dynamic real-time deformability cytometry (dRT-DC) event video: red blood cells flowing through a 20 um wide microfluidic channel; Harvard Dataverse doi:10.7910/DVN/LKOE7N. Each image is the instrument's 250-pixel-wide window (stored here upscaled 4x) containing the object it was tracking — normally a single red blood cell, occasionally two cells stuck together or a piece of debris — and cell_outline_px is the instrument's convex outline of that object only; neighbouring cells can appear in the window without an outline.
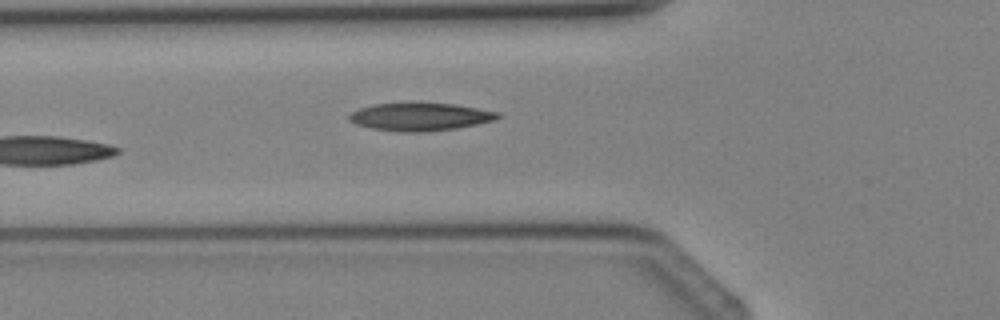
{"species": "Egyptian fruit bat (a non-hibernating species)", "species_latin": "Rousettus aegyptiacus", "temperature_condition": "cold", "stored_images_in_passage": 4, "camera_frame_rate_fps": 3000, "um_per_image_px": 0.085, "animal": {"sex": "female"}, "frame": {"image": 1, "passage_image": 4, "time_ms": 4.333, "image_size_px": [1000, 320], "cell_outline_px": [[504, 116], [496, 120], [456, 128], [416, 132], [408, 132], [372, 128], [356, 124], [348, 120], [348, 116], [352, 112], [360, 108], [372, 104], [412, 100], [420, 100], [456, 104], [500, 112]], "centroid_in_image_um": [35.74, 9.86], "position_along_channel_um": 90.1, "area_um2": 25.03}}